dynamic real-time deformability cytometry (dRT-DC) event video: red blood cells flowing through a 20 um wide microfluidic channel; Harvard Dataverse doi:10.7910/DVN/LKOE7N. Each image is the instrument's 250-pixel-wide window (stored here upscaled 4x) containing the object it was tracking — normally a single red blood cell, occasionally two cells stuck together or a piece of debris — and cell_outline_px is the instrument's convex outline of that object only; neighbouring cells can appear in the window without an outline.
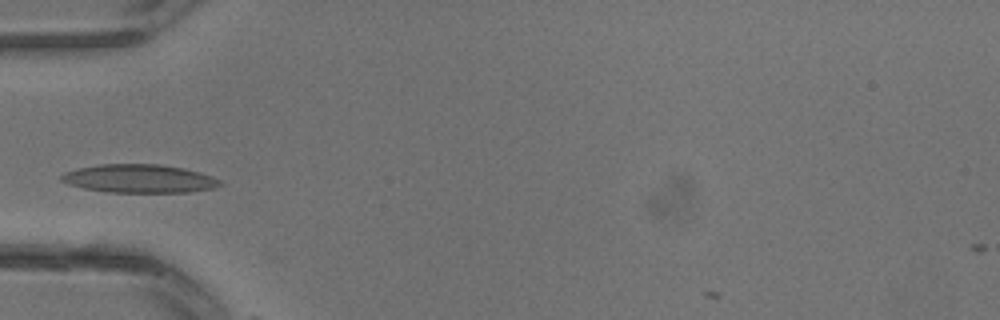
{"species": "common noctule bat (a hibernating species)", "species_latin": "Nyctalus noctula", "temperature_condition": "warm", "stored_images_in_passage": 9, "camera_frame_rate_fps": 3000, "um_per_image_px": 0.085, "animal": {"sex": "male", "body_mass_g": 13.3}, "frame": {"image": 1, "passage_image": 7, "time_ms": 2.0, "image_size_px": [1000, 320], "cell_outline_px": [[224, 184], [216, 188], [188, 192], [108, 192], [84, 188], [68, 184], [60, 180], [60, 176], [64, 172], [80, 168], [100, 164], [160, 164], [184, 168], [200, 172], [212, 176], [220, 180]], "centroid_in_image_um": [11.87, 15.18], "position_along_channel_um": 73.1, "area_um2": 26.3}}